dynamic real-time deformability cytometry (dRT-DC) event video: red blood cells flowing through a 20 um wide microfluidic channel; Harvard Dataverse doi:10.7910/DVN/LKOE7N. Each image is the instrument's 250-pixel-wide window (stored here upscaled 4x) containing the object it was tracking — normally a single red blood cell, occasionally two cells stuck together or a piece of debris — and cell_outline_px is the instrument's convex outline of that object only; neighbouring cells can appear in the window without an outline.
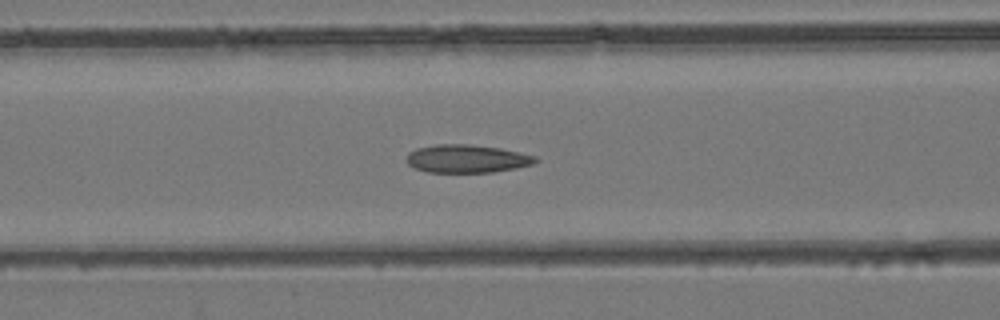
{"species": "common noctule bat (a hibernating species)", "species_latin": "Nyctalus noctula", "temperature_condition": "room temperature", "stored_images_in_passage": 49, "segment_of_instrument_passage": [1, 2], "camera_frame_rate_fps": 3000, "um_per_image_px": 0.085, "animal": {"sex": "female", "body_mass_g": 24.6, "forearm_length_mm": 56.2}, "frame": {"image": 1, "passage_image": 20, "time_ms": 6.333, "image_size_px": [1000, 320], "cell_outline_px": [[540, 160], [532, 164], [516, 168], [492, 172], [428, 172], [416, 168], [408, 164], [408, 152], [416, 148], [436, 144], [468, 144], [500, 148], [520, 152], [536, 156]], "centroid_in_image_um": [39.71, 13.48], "position_along_channel_um": 126.9, "area_um2": 21.04}}
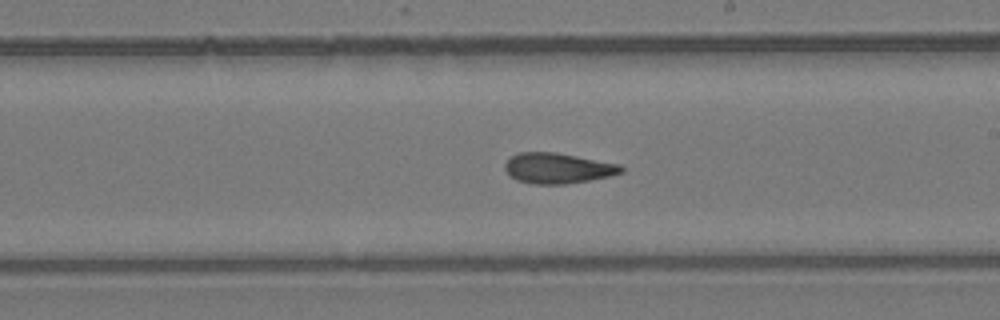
{"frame": {"image": 2, "passage_image": 28, "time_ms": 9.0, "image_size_px": [1000, 320], "cell_outline_px": [[624, 172], [608, 176], [588, 180], [564, 184], [532, 184], [516, 180], [504, 168], [504, 164], [512, 156], [520, 152], [556, 152], [620, 164], [624, 168]], "centroid_in_image_um": [47.41, 14.29], "position_along_channel_um": 241.6, "area_um2": 20.52}}
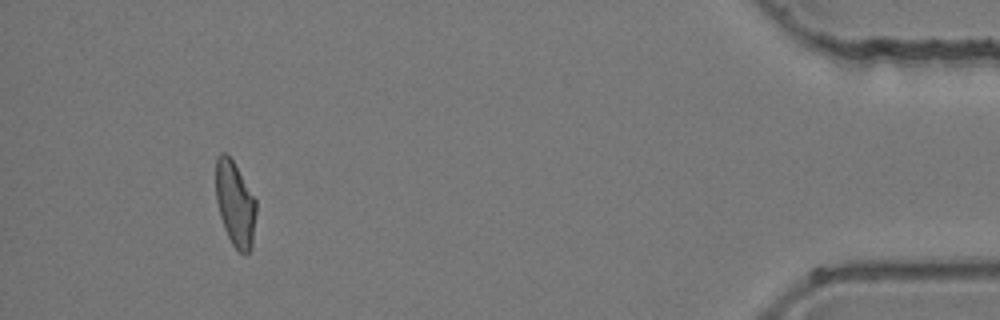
{"frame": {"image": 3, "passage_image": 45, "time_ms": 14.667, "image_size_px": [1000, 320], "cell_outline_px": [[256, 212], [252, 248], [248, 252], [240, 252], [232, 244], [224, 228], [220, 216], [216, 200], [216, 156], [220, 152], [224, 152], [232, 160], [256, 200]], "centroid_in_image_um": [19.98, 17.33], "position_along_channel_um": 415.2, "area_um2": 19.77}}